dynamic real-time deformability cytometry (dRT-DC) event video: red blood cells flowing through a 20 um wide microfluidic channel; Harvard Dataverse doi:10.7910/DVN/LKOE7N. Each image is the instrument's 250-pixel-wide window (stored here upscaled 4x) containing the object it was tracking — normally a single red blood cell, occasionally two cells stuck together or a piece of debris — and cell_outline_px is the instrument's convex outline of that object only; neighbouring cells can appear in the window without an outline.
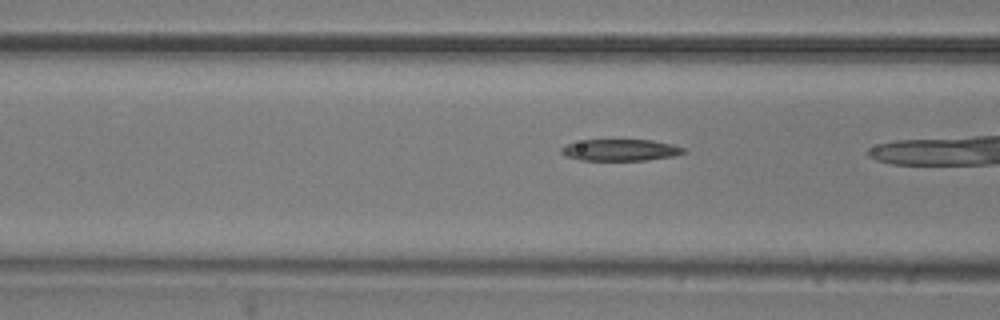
{"species": "common noctule bat (a hibernating species)", "species_latin": "Nyctalus noctula", "temperature_condition": "room temperature", "stored_images_in_passage": 6, "camera_frame_rate_fps": 3000, "um_per_image_px": 0.085, "animal": {"sex": "male", "body_mass_g": 20.5, "forearm_length_mm": 52.5}, "frame": {"image": 1, "passage_image": 5, "time_ms": 1.333, "image_size_px": [1000, 320], "cell_outline_px": [[688, 152], [672, 156], [644, 160], [580, 160], [564, 156], [560, 152], [560, 148], [564, 144], [584, 140], [652, 140], [672, 144], [684, 148]], "centroid_in_image_um": [52.69, 12.75], "position_along_channel_um": 113.9, "area_um2": 15.43}}